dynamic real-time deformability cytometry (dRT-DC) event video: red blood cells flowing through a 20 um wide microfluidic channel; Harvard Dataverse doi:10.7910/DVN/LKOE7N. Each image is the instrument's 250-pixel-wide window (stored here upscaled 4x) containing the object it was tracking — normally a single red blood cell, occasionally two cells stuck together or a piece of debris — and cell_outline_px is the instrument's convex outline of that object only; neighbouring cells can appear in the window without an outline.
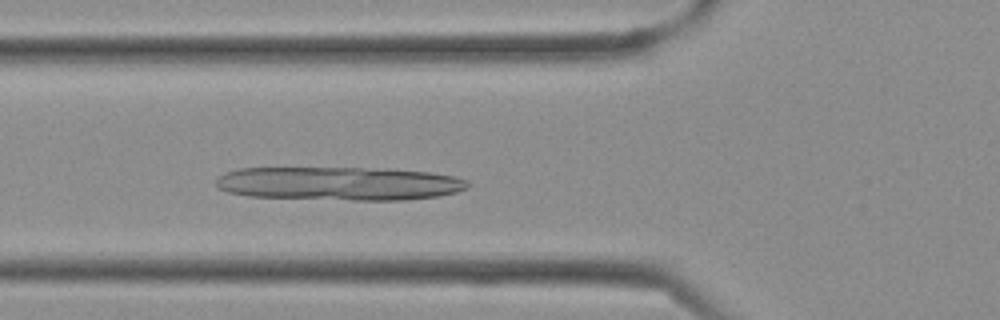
{"species": "Egyptian fruit bat (a non-hibernating species)", "species_latin": "Rousettus aegyptiacus", "temperature_condition": "cold", "stored_images_in_passage": 12, "camera_frame_rate_fps": 3000, "um_per_image_px": 0.085, "frame": {"image": 1, "passage_image": 12, "time_ms": 3.667, "image_size_px": [1000, 320], "cell_outline_px": [[468, 188], [456, 192], [436, 196], [404, 200], [352, 200], [248, 196], [228, 192], [216, 188], [216, 180], [224, 172], [240, 168], [364, 168], [428, 172], [456, 176], [468, 180]], "centroid_in_image_um": [28.8, 15.6], "position_along_channel_um": 97.0, "area_um2": 49.13}}